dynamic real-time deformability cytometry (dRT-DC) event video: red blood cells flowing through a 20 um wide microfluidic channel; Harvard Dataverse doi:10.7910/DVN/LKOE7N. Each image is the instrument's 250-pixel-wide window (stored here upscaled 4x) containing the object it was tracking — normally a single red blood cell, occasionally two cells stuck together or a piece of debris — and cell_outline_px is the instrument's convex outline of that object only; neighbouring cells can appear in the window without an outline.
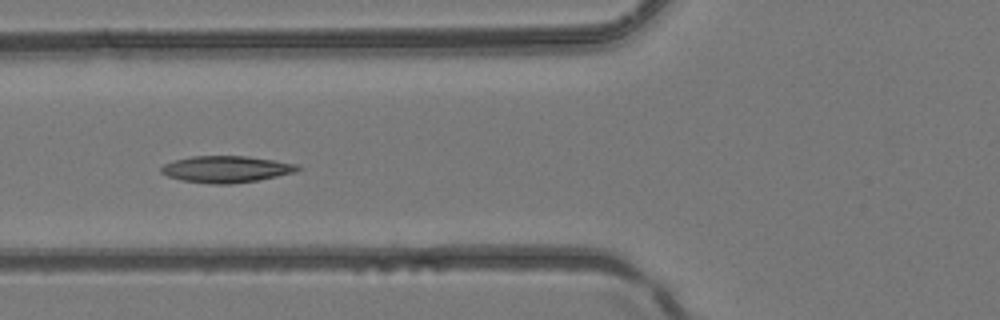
{"species": "common noctule bat (a hibernating species)", "species_latin": "Nyctalus noctula", "temperature_condition": "room temperature", "stored_images_in_passage": 6, "camera_frame_rate_fps": 3000, "um_per_image_px": 0.085, "animal": {"sex": "female", "body_mass_g": 24.6, "forearm_length_mm": 56.2}, "frame": {"image": 1, "passage_image": 6, "time_ms": 1.667, "image_size_px": [1000, 320], "cell_outline_px": [[300, 168], [296, 172], [256, 180], [232, 184], [212, 184], [180, 180], [168, 176], [160, 172], [160, 168], [164, 164], [176, 160], [192, 156], [248, 156], [296, 164]], "centroid_in_image_um": [19.19, 14.38], "position_along_channel_um": 106.6, "area_um2": 20.98}}